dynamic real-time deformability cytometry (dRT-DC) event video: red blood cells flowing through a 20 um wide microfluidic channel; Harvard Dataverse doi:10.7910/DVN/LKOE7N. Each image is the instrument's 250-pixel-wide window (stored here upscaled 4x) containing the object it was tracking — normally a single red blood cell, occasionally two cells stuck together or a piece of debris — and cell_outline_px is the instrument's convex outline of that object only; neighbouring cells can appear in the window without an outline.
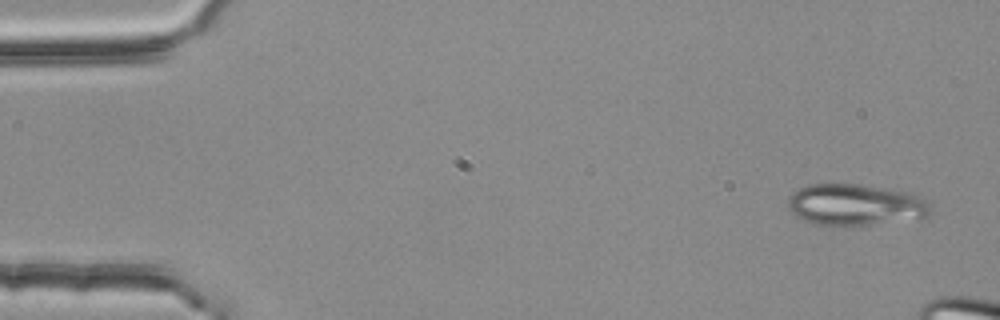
{"species": "common noctule bat (a hibernating species)", "species_latin": "Nyctalus noctula", "temperature_condition": "room temperature", "stored_images_in_passage": 4, "camera_frame_rate_fps": 3000, "um_per_image_px": 0.085, "animal": {"sex": "female", "body_mass_g": 25.1}, "frame": {"image": 1, "passage_image": 1, "time_ms": 0.0, "image_size_px": [1000, 320], "cell_outline_px": [[932, 212], [928, 216], [920, 220], [872, 224], [812, 224], [796, 216], [788, 208], [788, 196], [792, 192], [808, 184], [856, 184], [920, 192], [928, 200], [932, 208]], "centroid_in_image_um": [72.84, 17.39], "position_along_channel_um": 12.2, "area_um2": 35.26}}